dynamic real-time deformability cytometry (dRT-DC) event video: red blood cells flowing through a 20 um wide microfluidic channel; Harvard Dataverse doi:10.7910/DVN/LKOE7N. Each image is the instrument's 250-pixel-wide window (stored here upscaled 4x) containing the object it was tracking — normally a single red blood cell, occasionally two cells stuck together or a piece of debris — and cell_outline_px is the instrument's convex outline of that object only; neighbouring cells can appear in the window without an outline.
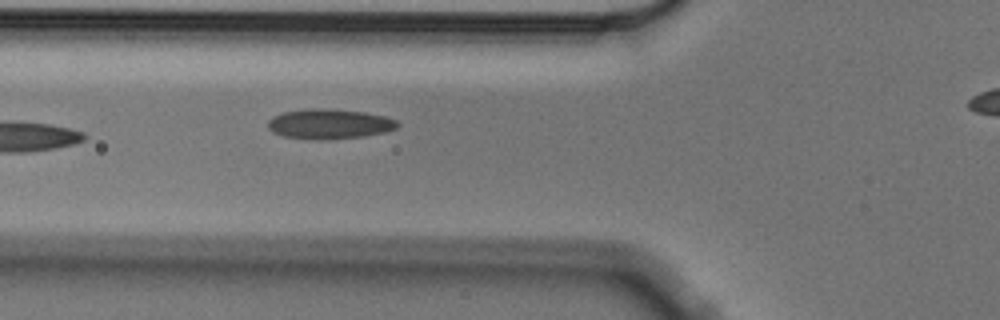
{"species": "Egyptian fruit bat (a non-hibernating species)", "species_latin": "Rousettus aegyptiacus", "temperature_condition": "cold", "stored_images_in_passage": 6, "segment_of_instrument_passage": [1, 2], "camera_frame_rate_fps": 3000, "um_per_image_px": 0.085, "animal": {"sex": "male"}, "frame": {"image": 1, "passage_image": 5, "time_ms": 1.333, "image_size_px": [1000, 320], "cell_outline_px": [[400, 124], [396, 128], [384, 132], [364, 136], [328, 140], [320, 140], [284, 136], [272, 132], [268, 128], [268, 120], [272, 116], [280, 112], [308, 108], [328, 108], [364, 112], [384, 116], [396, 120]], "centroid_in_image_um": [27.96, 10.53], "position_along_channel_um": 97.8, "area_um2": 22.83}}